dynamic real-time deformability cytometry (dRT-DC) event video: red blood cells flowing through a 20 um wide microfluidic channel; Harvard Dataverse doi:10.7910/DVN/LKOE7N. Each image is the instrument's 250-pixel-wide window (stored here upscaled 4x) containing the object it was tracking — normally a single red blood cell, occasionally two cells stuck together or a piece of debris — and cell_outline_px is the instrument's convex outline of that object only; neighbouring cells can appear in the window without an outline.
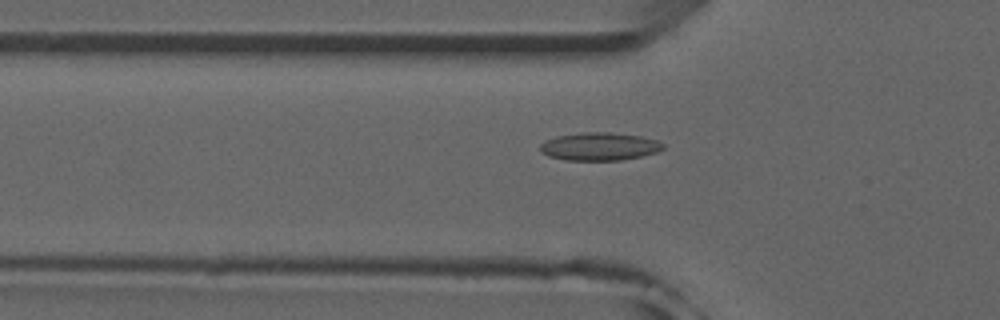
{"species": "common noctule bat (a hibernating species)", "species_latin": "Nyctalus noctula", "temperature_condition": "room temperature", "stored_images_in_passage": 51, "camera_frame_rate_fps": 3000, "um_per_image_px": 0.085, "animal": {"sex": "male", "forearm_length_mm": 52.5}, "frame": {"image": 1, "passage_image": 17, "time_ms": 5.333, "image_size_px": [1000, 320], "cell_outline_px": [[664, 148], [656, 152], [640, 156], [620, 160], [564, 160], [548, 156], [540, 152], [540, 144], [544, 140], [556, 136], [580, 132], [608, 132], [640, 136], [656, 140], [664, 144]], "centroid_in_image_um": [50.9, 12.44], "position_along_channel_um": 74.9, "area_um2": 20.06}}
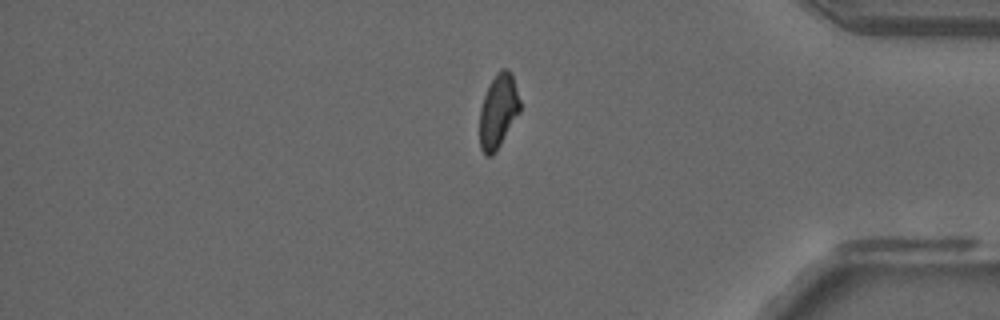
{"frame": {"image": 2, "passage_image": 43, "time_ms": 14.0, "image_size_px": [1000, 320], "cell_outline_px": [[520, 112], [500, 144], [492, 156], [488, 156], [480, 148], [480, 108], [484, 96], [496, 72], [500, 68], [508, 68], [512, 72], [520, 100]], "centroid_in_image_um": [42.36, 9.4], "position_along_channel_um": 392.8, "area_um2": 17.28}}
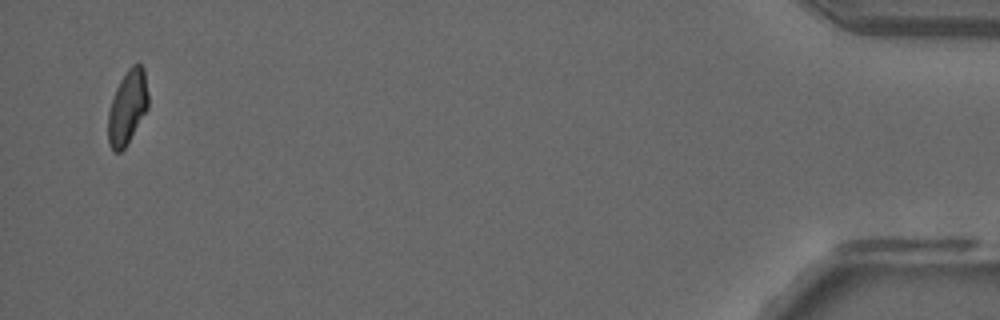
{"frame": {"image": 3, "passage_image": 50, "time_ms": 16.333, "image_size_px": [1000, 320], "cell_outline_px": [[148, 108], [124, 148], [120, 152], [112, 152], [108, 144], [108, 112], [116, 88], [120, 80], [128, 68], [132, 64], [140, 64], [144, 68], [148, 92]], "centroid_in_image_um": [10.82, 9.11], "position_along_channel_um": 424.4, "area_um2": 17.28}, "authors_computed_cell_mechanics": {"area_um2": 18.2648, "velocity_mm_per_s": 3.9775, "shape_relaxation_time_tau1_ms": null, "shape_relaxation_time_tau2_ms": 2.6956, "deformation_change_tau1": null, "deformation_change_tau2": 0.0797}}